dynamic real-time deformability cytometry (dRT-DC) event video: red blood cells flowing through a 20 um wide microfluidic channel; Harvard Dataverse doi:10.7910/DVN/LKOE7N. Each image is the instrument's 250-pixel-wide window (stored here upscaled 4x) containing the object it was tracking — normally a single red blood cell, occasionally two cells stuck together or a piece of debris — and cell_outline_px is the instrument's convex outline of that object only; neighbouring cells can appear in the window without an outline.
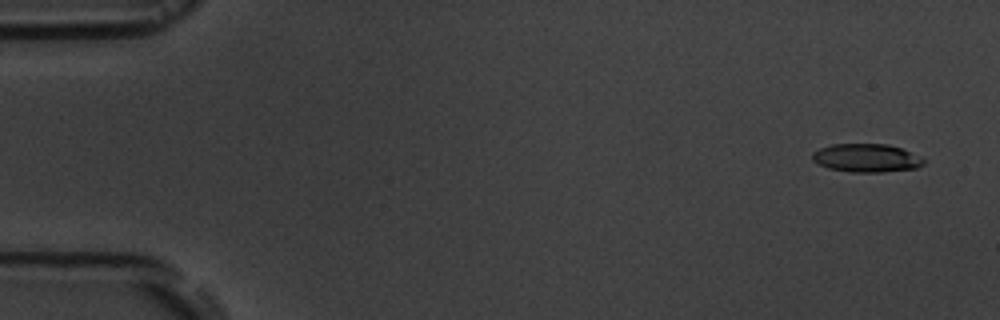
{"species": "common noctule bat (a hibernating species)", "species_latin": "Nyctalus noctula", "temperature_condition": "room temperature", "stored_images_in_passage": 5, "camera_frame_rate_fps": 3000, "um_per_image_px": 0.085, "animal": {"sex": "male", "body_mass_g": 19.5, "forearm_length_mm": 54.6}, "frame": {"image": 1, "passage_image": 1, "time_ms": 0.0, "image_size_px": [1000, 320], "cell_outline_px": [[924, 164], [916, 168], [880, 172], [848, 172], [828, 168], [812, 160], [812, 152], [820, 148], [832, 144], [888, 144], [900, 148], [924, 160]], "centroid_in_image_um": [73.59, 13.43], "position_along_channel_um": 11.4, "area_um2": 18.15}}
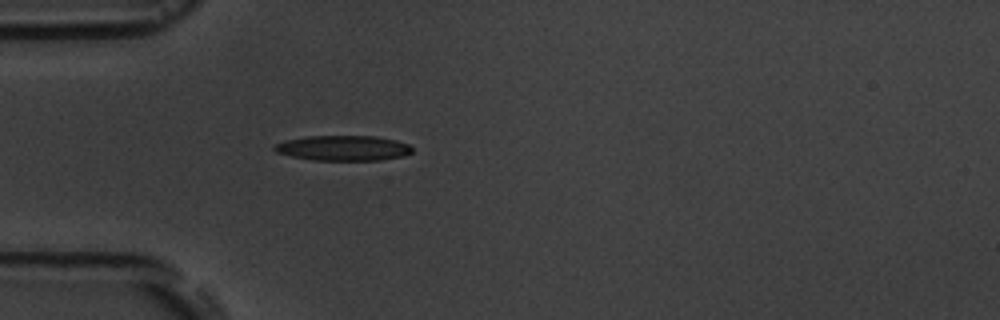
{"frame": {"image": 2, "passage_image": 5, "time_ms": 4.667, "image_size_px": [1000, 320], "cell_outline_px": [[412, 152], [404, 156], [380, 160], [312, 160], [292, 156], [276, 152], [272, 148], [276, 144], [284, 140], [308, 136], [376, 136], [396, 140], [408, 144], [412, 148]], "centroid_in_image_um": [29.18, 12.58], "position_along_channel_um": 55.8, "area_um2": 20.23}}